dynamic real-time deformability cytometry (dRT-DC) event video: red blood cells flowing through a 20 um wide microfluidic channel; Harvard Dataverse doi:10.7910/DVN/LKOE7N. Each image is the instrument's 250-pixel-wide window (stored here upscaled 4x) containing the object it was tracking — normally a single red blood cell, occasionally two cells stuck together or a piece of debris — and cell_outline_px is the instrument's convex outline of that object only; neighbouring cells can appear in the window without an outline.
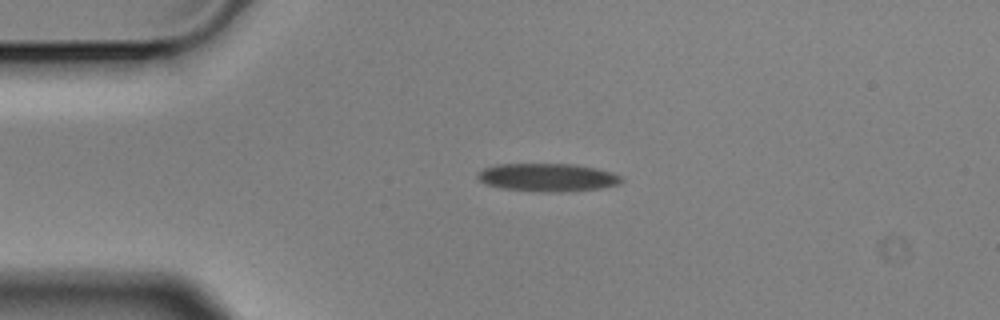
{"species": "Egyptian fruit bat (a non-hibernating species)", "species_latin": "Rousettus aegyptiacus", "temperature_condition": "cold", "stored_images_in_passage": 3, "camera_frame_rate_fps": 3000, "um_per_image_px": 0.085, "animal": {"sex": "male"}, "frame": {"image": 1, "passage_image": 1, "time_ms": 0.0, "image_size_px": [1000, 320], "cell_outline_px": [[624, 180], [620, 184], [600, 188], [556, 192], [540, 192], [500, 188], [488, 184], [480, 180], [476, 176], [476, 172], [484, 168], [496, 164], [576, 164], [596, 168], [612, 172], [620, 176]], "centroid_in_image_um": [46.53, 15.07], "position_along_channel_um": 38.5, "area_um2": 23.58}}
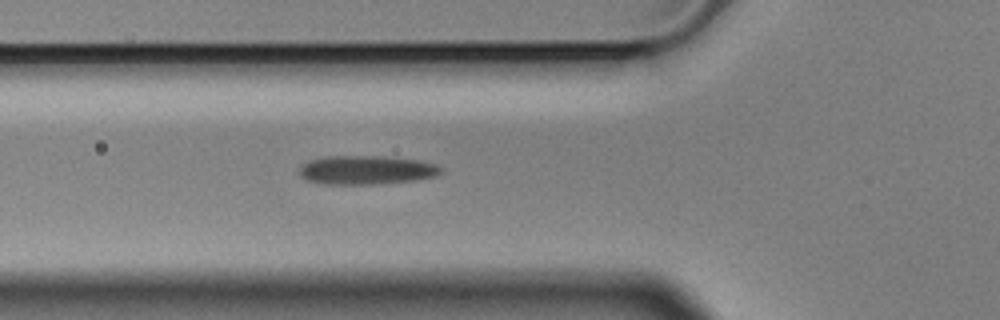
{"frame": {"image": 2, "passage_image": 3, "time_ms": 0.667, "image_size_px": [1000, 320], "cell_outline_px": [[444, 172], [436, 176], [416, 180], [380, 184], [324, 184], [308, 180], [300, 176], [300, 164], [308, 160], [324, 156], [384, 156], [420, 160], [436, 164], [444, 168]], "centroid_in_image_um": [31.17, 14.44], "position_along_channel_um": 94.6, "area_um2": 24.22}}